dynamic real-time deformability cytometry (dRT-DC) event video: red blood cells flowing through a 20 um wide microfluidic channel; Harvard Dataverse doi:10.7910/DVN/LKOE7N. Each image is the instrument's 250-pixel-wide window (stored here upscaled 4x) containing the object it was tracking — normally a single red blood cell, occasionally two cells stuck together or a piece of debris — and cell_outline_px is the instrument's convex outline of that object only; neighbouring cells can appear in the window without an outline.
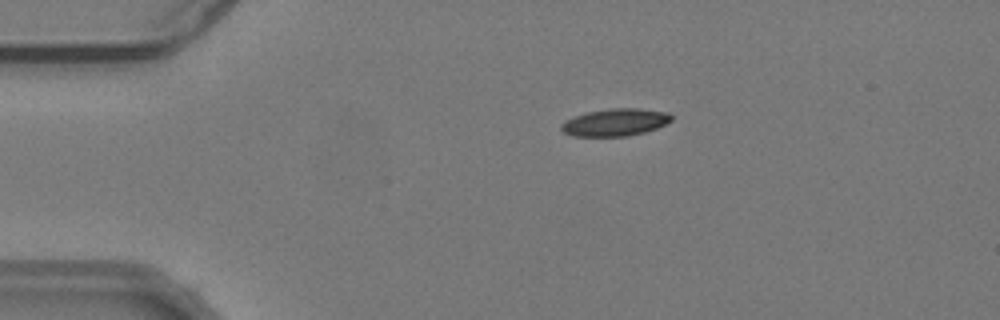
{"species": "common noctule bat (a hibernating species)", "species_latin": "Nyctalus noctula", "temperature_condition": "warm", "stored_images_in_passage": 45, "camera_frame_rate_fps": 3000, "um_per_image_px": 0.085, "animal": {"sex": "male", "body_mass_g": 19.2, "forearm_length_mm": 51.8}, "frame": {"image": 1, "passage_image": 2, "time_ms": 0.333, "image_size_px": [1000, 320], "cell_outline_px": [[672, 120], [656, 128], [644, 132], [628, 136], [572, 136], [564, 132], [560, 128], [560, 124], [564, 120], [588, 112], [608, 108], [640, 108], [668, 112], [672, 116]], "centroid_in_image_um": [52.28, 10.39], "position_along_channel_um": 32.7, "area_um2": 17.57}}
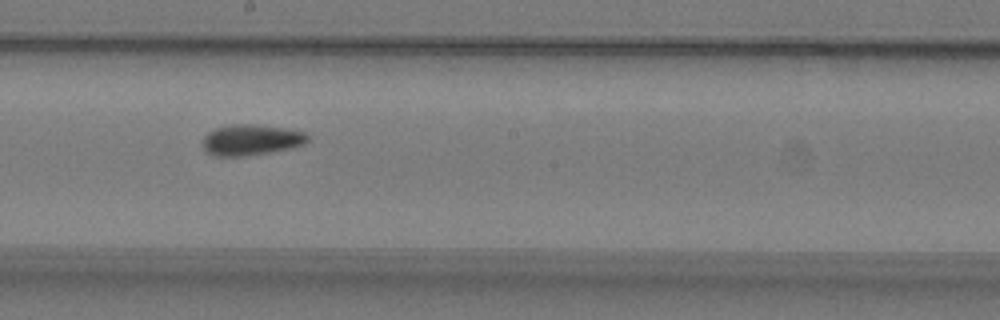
{"frame": {"image": 2, "passage_image": 21, "time_ms": 6.667, "image_size_px": [1000, 320], "cell_outline_px": [[308, 140], [304, 144], [292, 148], [244, 156], [216, 156], [208, 152], [204, 148], [204, 136], [208, 132], [216, 128], [232, 124], [252, 124], [280, 128], [304, 132], [308, 136]], "centroid_in_image_um": [21.34, 11.89], "position_along_channel_um": 226.9, "area_um2": 18.5}}
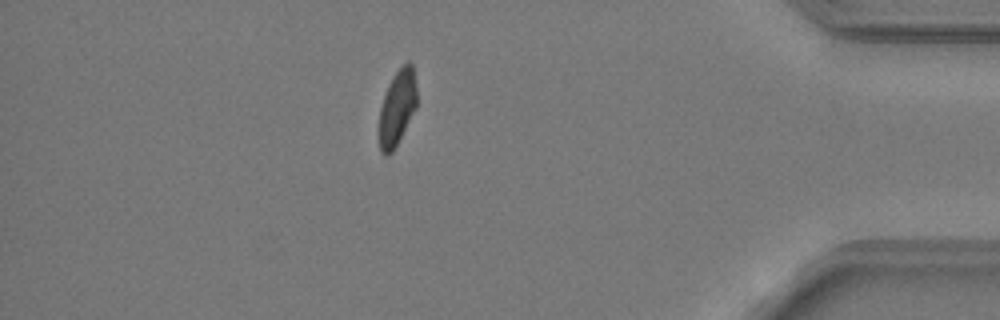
{"frame": {"image": 3, "passage_image": 38, "time_ms": 12.333, "image_size_px": [1000, 320], "cell_outline_px": [[416, 108], [392, 152], [388, 156], [384, 156], [380, 152], [380, 108], [388, 84], [392, 76], [408, 60], [412, 64], [416, 88]], "centroid_in_image_um": [33.76, 9.15], "position_along_channel_um": 401.4, "area_um2": 16.24}, "authors_computed_cell_mechanics": {"area_um2": 17.8602, "velocity_mm_per_s": 3.823, "shape_relaxation_time_tau1_ms": 5.6767, "shape_relaxation_time_tau2_ms": 3.2665, "deformation_change_tau1": 0.1433, "deformation_change_tau2": 0.061}}